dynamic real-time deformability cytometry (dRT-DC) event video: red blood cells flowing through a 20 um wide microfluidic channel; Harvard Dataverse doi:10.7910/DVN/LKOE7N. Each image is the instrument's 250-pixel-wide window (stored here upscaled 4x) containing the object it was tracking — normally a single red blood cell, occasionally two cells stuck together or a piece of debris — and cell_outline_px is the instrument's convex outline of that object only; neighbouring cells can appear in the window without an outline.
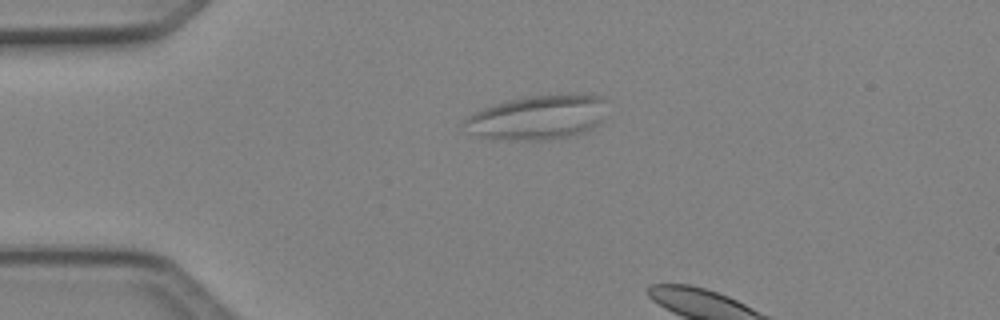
{"species": "Egyptian fruit bat (a non-hibernating species)", "species_latin": "Rousettus aegyptiacus", "temperature_condition": "cold", "stored_images_in_passage": 4, "camera_frame_rate_fps": 3000, "um_per_image_px": 0.085, "animal": {"sex": "female"}, "frame": {"image": 1, "passage_image": 4, "time_ms": 1.0, "image_size_px": [1000, 320], "cell_outline_px": [[608, 100], [604, 120], [592, 128], [584, 132], [568, 136], [544, 140], [524, 140], [480, 136], [472, 132], [460, 124], [468, 116], [484, 108], [508, 100], [528, 96], [568, 92], [588, 92], [604, 96]], "centroid_in_image_um": [45.86, 9.91], "position_along_channel_um": 39.1, "area_um2": 37.57}}